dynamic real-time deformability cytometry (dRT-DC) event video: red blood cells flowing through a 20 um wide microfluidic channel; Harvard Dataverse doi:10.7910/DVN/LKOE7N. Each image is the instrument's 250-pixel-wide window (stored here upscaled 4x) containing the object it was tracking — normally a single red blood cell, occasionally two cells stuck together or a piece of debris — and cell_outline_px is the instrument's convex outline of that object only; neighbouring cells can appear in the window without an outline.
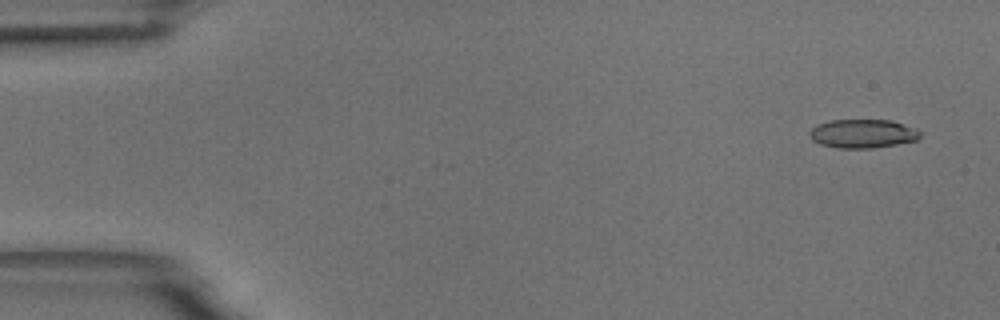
{"species": "common noctule bat (a hibernating species)", "species_latin": "Nyctalus noctula", "temperature_condition": "room temperature", "stored_images_in_passage": 16, "camera_frame_rate_fps": 3000, "um_per_image_px": 0.085, "animal": {"sex": "male", "body_mass_g": 18.8}, "frame": {"image": 1, "passage_image": 3, "time_ms": 0.667, "image_size_px": [1000, 320], "cell_outline_px": [[920, 136], [916, 140], [896, 144], [872, 148], [836, 148], [820, 144], [812, 140], [808, 136], [808, 132], [816, 124], [832, 120], [892, 120], [912, 128], [920, 132]], "centroid_in_image_um": [73.26, 11.36], "position_along_channel_um": 11.7, "area_um2": 18.44}}
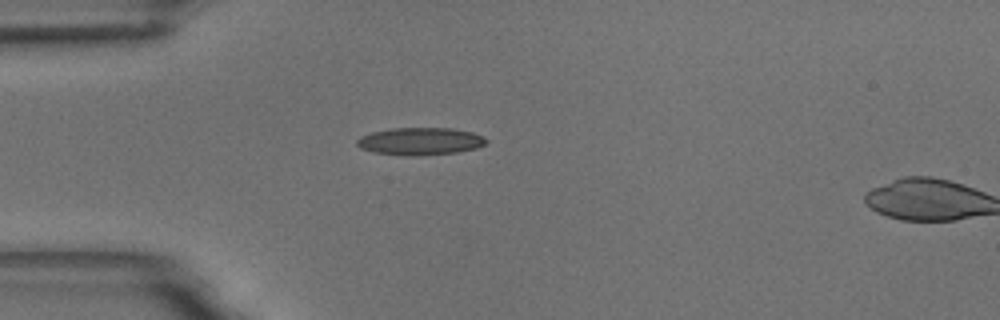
{"frame": {"image": 2, "passage_image": 15, "time_ms": 4.667, "image_size_px": [1000, 320], "cell_outline_px": [[488, 140], [484, 144], [476, 148], [456, 152], [416, 156], [404, 156], [372, 152], [360, 148], [356, 144], [356, 140], [360, 136], [372, 132], [392, 128], [452, 128], [472, 132], [484, 136]], "centroid_in_image_um": [35.69, 12.01], "position_along_channel_um": 49.3, "area_um2": 20.81}}